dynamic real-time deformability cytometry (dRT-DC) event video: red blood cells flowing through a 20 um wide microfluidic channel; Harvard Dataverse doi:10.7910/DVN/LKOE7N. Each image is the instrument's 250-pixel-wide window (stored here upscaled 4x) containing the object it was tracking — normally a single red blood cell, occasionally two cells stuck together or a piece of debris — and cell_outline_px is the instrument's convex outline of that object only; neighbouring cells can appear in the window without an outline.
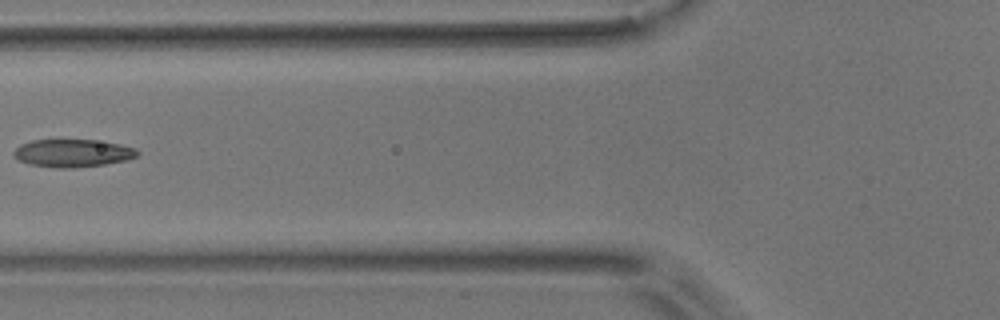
{"species": "common noctule bat (a hibernating species)", "species_latin": "Nyctalus noctula", "temperature_condition": "room temperature", "stored_images_in_passage": 6, "camera_frame_rate_fps": 3000, "um_per_image_px": 0.085, "animal": {"sex": "male", "body_mass_g": 17.9}, "frame": {"image": 1, "passage_image": 5, "time_ms": 5.667, "image_size_px": [1000, 320], "cell_outline_px": [[140, 152], [136, 156], [128, 160], [104, 164], [72, 168], [56, 168], [28, 164], [16, 160], [12, 156], [12, 152], [20, 144], [32, 140], [96, 140], [120, 144], [136, 148]], "centroid_in_image_um": [6.14, 13.02], "position_along_channel_um": 119.7, "area_um2": 20.23}}
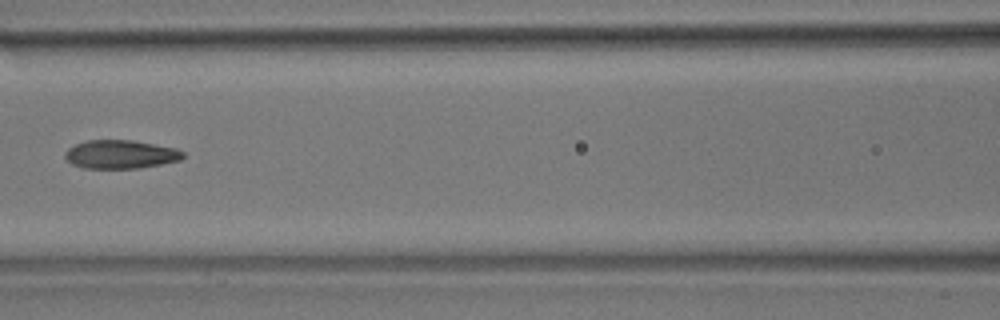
{"frame": {"image": 2, "passage_image": 6, "time_ms": 6.667, "image_size_px": [1000, 320], "cell_outline_px": [[184, 156], [180, 160], [140, 168], [84, 168], [72, 164], [64, 156], [64, 152], [68, 148], [76, 144], [88, 140], [132, 140], [176, 148], [184, 152]], "centroid_in_image_um": [10.24, 13.12], "position_along_channel_um": 156.4, "area_um2": 19.54}}